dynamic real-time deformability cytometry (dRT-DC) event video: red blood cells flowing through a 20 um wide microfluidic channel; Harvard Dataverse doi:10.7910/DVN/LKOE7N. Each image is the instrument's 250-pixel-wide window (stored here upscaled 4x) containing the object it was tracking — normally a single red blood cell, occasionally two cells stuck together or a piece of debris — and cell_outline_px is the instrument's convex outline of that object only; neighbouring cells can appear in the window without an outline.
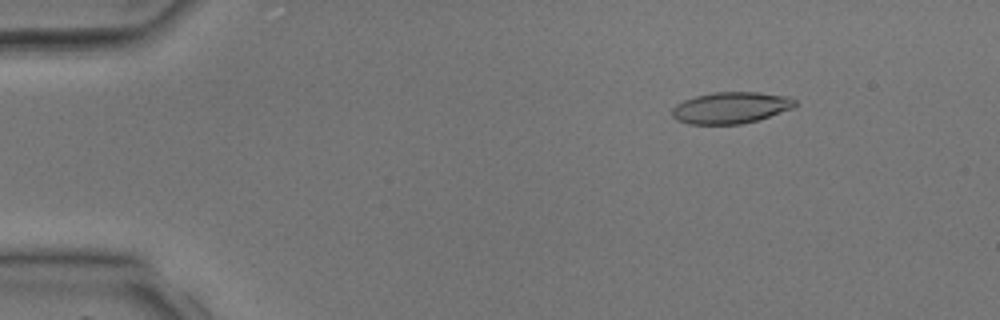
{"species": "common noctule bat (a hibernating species)", "species_latin": "Nyctalus noctula", "temperature_condition": "room temperature", "stored_images_in_passage": 36, "camera_frame_rate_fps": 3000, "um_per_image_px": 0.085, "animal": {"sex": "male", "body_mass_g": 17.9, "forearm_length_mm": 54.2}, "frame": {"image": 1, "passage_image": 2, "time_ms": 0.333, "image_size_px": [1000, 320], "cell_outline_px": [[796, 104], [792, 108], [756, 120], [740, 124], [688, 124], [676, 120], [672, 116], [672, 108], [676, 104], [684, 100], [696, 96], [716, 92], [756, 92], [792, 96], [796, 100]], "centroid_in_image_um": [62.11, 9.15], "position_along_channel_um": 22.9, "area_um2": 22.48}}
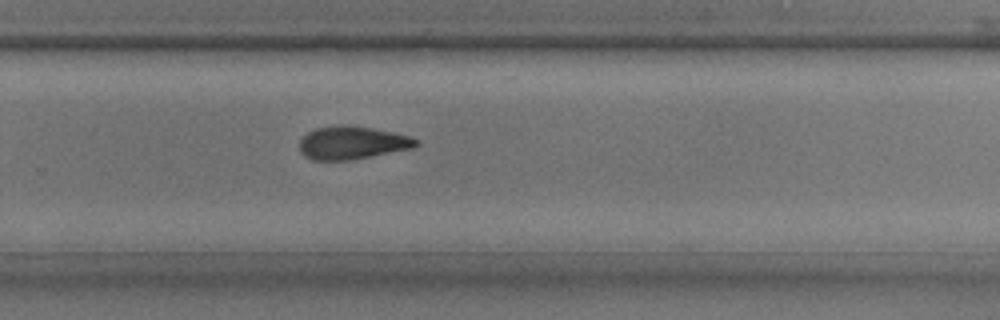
{"frame": {"image": 2, "passage_image": 23, "time_ms": 7.333, "image_size_px": [1000, 320], "cell_outline_px": [[420, 144], [412, 148], [348, 160], [312, 160], [304, 156], [300, 152], [300, 140], [308, 132], [316, 128], [372, 128], [392, 132], [408, 136], [420, 140]], "centroid_in_image_um": [29.95, 12.18], "position_along_channel_um": 299.9, "area_um2": 21.44}}
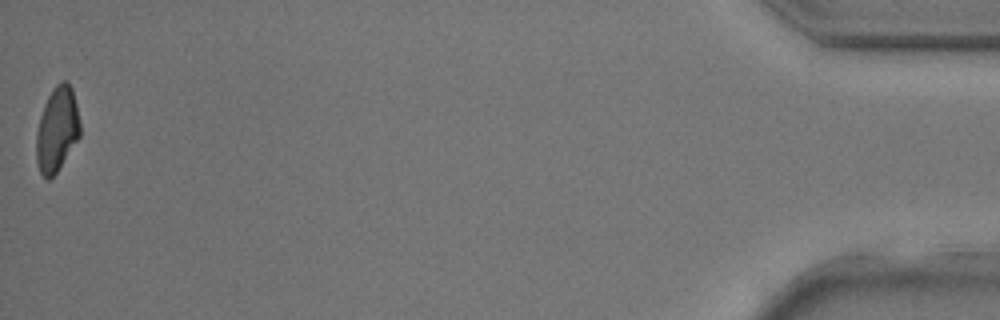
{"frame": {"image": 3, "passage_image": 36, "time_ms": 11.667, "image_size_px": [1000, 320], "cell_outline_px": [[80, 136], [56, 172], [48, 180], [40, 172], [36, 160], [36, 132], [40, 116], [44, 104], [48, 96], [56, 84], [60, 80], [68, 80], [72, 88], [80, 120]], "centroid_in_image_um": [4.84, 10.96], "position_along_channel_um": 430.4, "area_um2": 21.56}}